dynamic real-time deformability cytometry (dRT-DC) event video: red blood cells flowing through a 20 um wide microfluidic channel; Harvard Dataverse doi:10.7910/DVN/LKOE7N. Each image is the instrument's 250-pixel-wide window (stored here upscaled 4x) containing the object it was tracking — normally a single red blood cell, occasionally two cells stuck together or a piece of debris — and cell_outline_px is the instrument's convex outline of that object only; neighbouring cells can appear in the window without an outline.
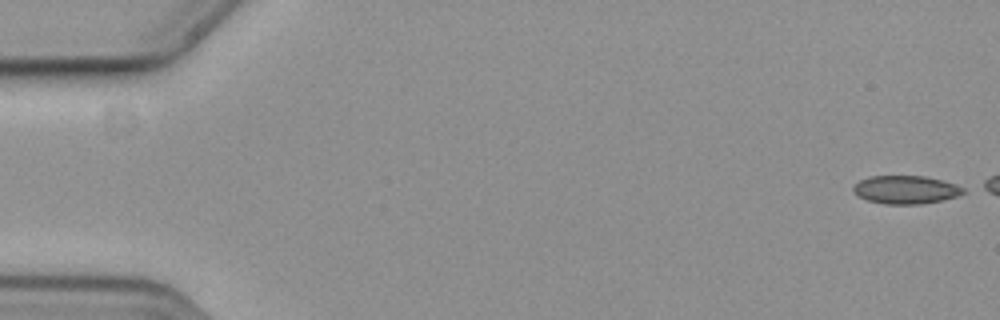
{"species": "common noctule bat (a hibernating species)", "species_latin": "Nyctalus noctula", "temperature_condition": "cold", "stored_images_in_passage": 7, "camera_frame_rate_fps": 3000, "um_per_image_px": 0.085, "animal": {"sex": "female", "body_mass_g": 19.3, "forearm_length_mm": 54.1}, "frame": {"image": 1, "passage_image": 1, "time_ms": 0.0, "image_size_px": [1000, 320], "cell_outline_px": [[964, 192], [956, 196], [940, 200], [920, 204], [884, 204], [868, 200], [860, 196], [852, 188], [860, 180], [868, 176], [924, 176], [940, 180], [964, 188]], "centroid_in_image_um": [76.96, 16.12], "position_along_channel_um": 8.0, "area_um2": 17.63}}